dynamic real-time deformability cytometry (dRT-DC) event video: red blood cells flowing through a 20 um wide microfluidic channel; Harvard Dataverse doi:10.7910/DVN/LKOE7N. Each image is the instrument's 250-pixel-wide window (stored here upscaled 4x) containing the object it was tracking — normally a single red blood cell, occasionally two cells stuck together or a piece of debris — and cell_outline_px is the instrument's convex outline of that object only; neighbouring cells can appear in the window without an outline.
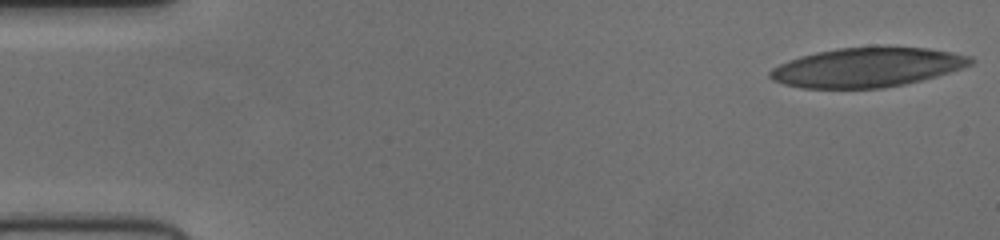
{"species": "human", "species_latin": "Homo sapiens", "temperature_condition": "cold", "stored_images_in_passage": 52, "camera_frame_rate_fps": 3000, "um_per_image_px": 0.085, "donor": {"sex": "female"}, "frame": {"image": 1, "passage_image": 1, "time_ms": 0.0, "image_size_px": [1000, 240], "cell_outline_px": [[976, 60], [972, 64], [936, 76], [904, 84], [884, 88], [804, 88], [784, 84], [772, 80], [768, 76], [768, 72], [772, 68], [788, 60], [800, 56], [816, 52], [836, 48], [928, 48], [972, 56]], "centroid_in_image_um": [73.67, 5.74], "position_along_channel_um": 11.3, "area_um2": 45.55}}
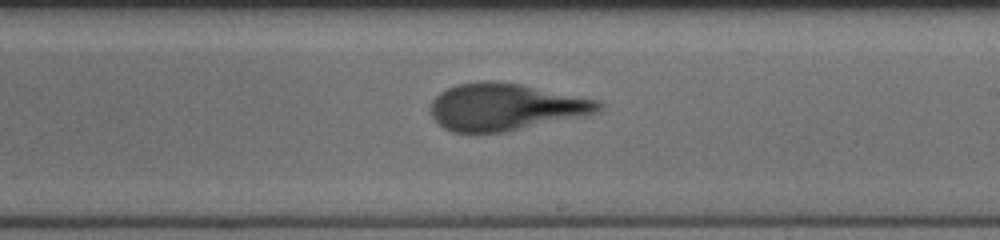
{"frame": {"image": 2, "passage_image": 30, "time_ms": 9.667, "image_size_px": [1000, 240], "cell_outline_px": [[604, 108], [596, 112], [504, 132], [476, 136], [452, 132], [444, 128], [428, 112], [428, 108], [432, 100], [440, 92], [456, 84], [484, 80], [488, 80], [524, 84], [600, 100], [604, 104]], "centroid_in_image_um": [42.89, 9.1], "position_along_channel_um": 246.1, "area_um2": 46.76}}
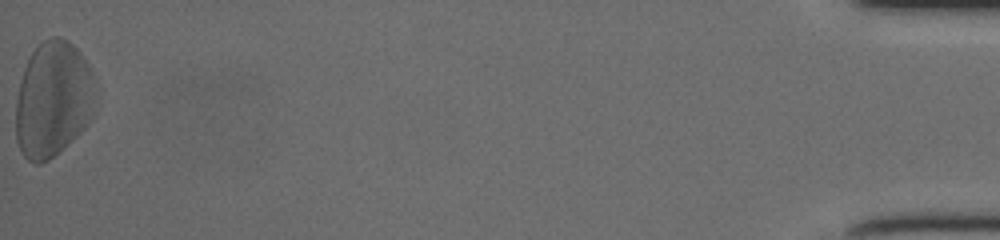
{"frame": {"image": 3, "passage_image": 52, "time_ms": 17.0, "image_size_px": [1000, 240], "cell_outline_px": [[92, 116], [84, 128], [76, 136], [48, 160], [40, 164], [36, 164], [28, 160], [24, 156], [16, 140], [16, 100], [20, 80], [28, 56], [44, 40], [52, 36], [60, 36], [68, 40], [80, 52], [88, 64], [92, 72]], "centroid_in_image_um": [4.46, 8.43], "position_along_channel_um": 430.7, "area_um2": 53.35}}